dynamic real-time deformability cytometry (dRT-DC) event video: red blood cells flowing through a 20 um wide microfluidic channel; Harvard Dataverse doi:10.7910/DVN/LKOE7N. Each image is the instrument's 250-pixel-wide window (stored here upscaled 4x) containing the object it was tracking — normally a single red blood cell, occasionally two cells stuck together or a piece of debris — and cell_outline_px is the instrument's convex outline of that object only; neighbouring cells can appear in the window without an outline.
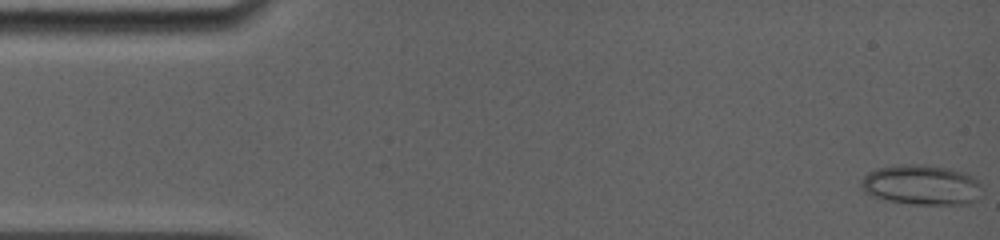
{"species": "common noctule bat (a hibernating species)", "species_latin": "Nyctalus noctula", "temperature_condition": "room temperature", "stored_images_in_passage": 41, "camera_frame_rate_fps": 5000, "um_per_image_px": 0.085, "animal": {"sex": "female", "body_mass_g": 19.0, "forearm_length_mm": 56.7}, "frame": {"image": 1, "passage_image": 1, "time_ms": 0.0, "image_size_px": [1000, 240], "cell_outline_px": [[980, 196], [976, 200], [968, 204], [912, 204], [888, 200], [864, 192], [860, 188], [860, 180], [868, 172], [876, 168], [900, 164], [924, 164], [948, 168], [964, 172], [972, 176], [980, 184]], "centroid_in_image_um": [78.31, 15.7], "position_along_channel_um": 6.7, "area_um2": 28.32}}
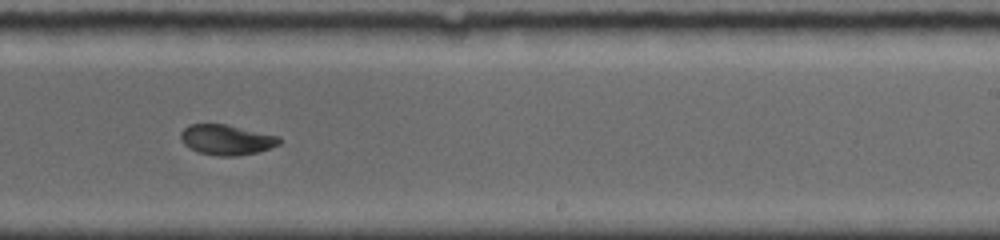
{"frame": {"image": 2, "passage_image": 26, "time_ms": 10.0, "image_size_px": [1000, 240], "cell_outline_px": [[280, 144], [256, 152], [236, 156], [220, 156], [200, 152], [184, 144], [180, 136], [180, 132], [188, 124], [224, 124], [280, 136]], "centroid_in_image_um": [19.25, 11.87], "position_along_channel_um": 269.8, "area_um2": 17.11}}
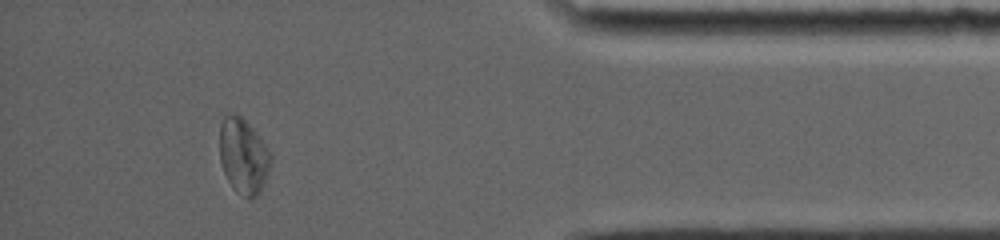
{"frame": {"image": 3, "passage_image": 37, "time_ms": 14.4, "image_size_px": [1000, 240], "cell_outline_px": [[268, 168], [264, 180], [256, 196], [244, 196], [236, 192], [232, 188], [224, 172], [220, 160], [220, 124], [224, 116], [228, 112], [236, 112], [252, 128], [264, 144], [268, 152]], "centroid_in_image_um": [20.6, 13.21], "position_along_channel_um": 414.6, "area_um2": 21.62}, "authors_computed_cell_mechanics": {"area_um2": 19.5942, "velocity_mm_per_s": 3.8853, "shape_relaxation_time_tau1_ms": 8.7225, "shape_relaxation_time_tau2_ms": 3.2458, "deformation_change_tau1": 0.2218, "deformation_change_tau2": 0.0597}}